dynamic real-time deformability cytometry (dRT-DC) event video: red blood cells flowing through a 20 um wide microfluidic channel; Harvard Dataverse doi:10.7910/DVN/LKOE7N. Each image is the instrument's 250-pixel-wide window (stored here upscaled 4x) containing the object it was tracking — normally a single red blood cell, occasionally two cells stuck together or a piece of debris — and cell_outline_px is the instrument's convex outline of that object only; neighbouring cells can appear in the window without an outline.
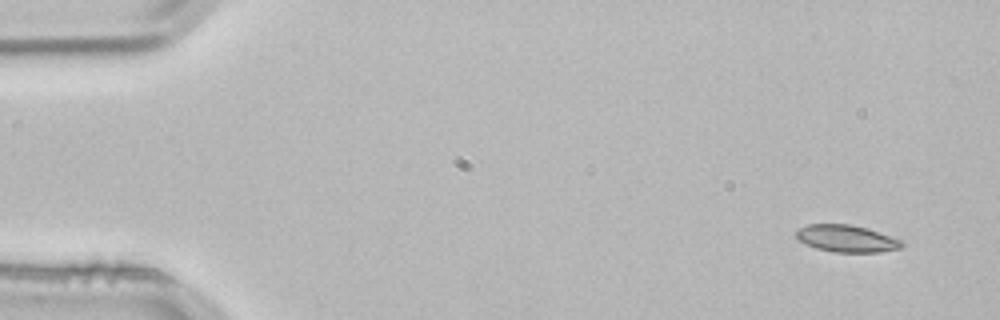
{"species": "common noctule bat (a hibernating species)", "species_latin": "Nyctalus noctula", "temperature_condition": "room temperature", "stored_images_in_passage": 3, "camera_frame_rate_fps": 3000, "um_per_image_px": 0.085, "animal": {"sex": "male", "body_mass_g": 21.5, "forearm_length_mm": 52.0}, "frame": {"image": 1, "passage_image": 1, "time_ms": 0.0, "image_size_px": [1000, 320], "cell_outline_px": [[904, 244], [900, 248], [880, 252], [832, 252], [816, 248], [800, 240], [796, 236], [796, 232], [800, 228], [808, 224], [852, 224], [868, 228], [900, 240]], "centroid_in_image_um": [71.96, 20.27], "position_along_channel_um": 13.0, "area_um2": 16.47}}
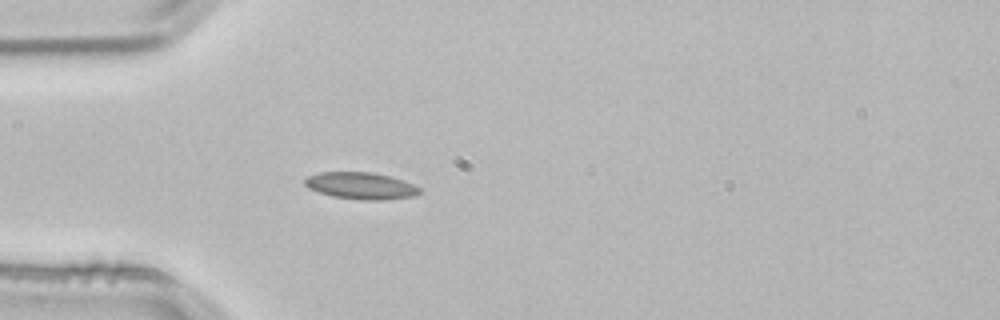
{"frame": {"image": 2, "passage_image": 3, "time_ms": 0.667, "image_size_px": [1000, 320], "cell_outline_px": [[420, 192], [416, 196], [384, 200], [364, 200], [332, 196], [308, 188], [304, 184], [304, 180], [308, 176], [320, 172], [372, 172], [404, 180], [420, 188]], "centroid_in_image_um": [30.68, 15.79], "position_along_channel_um": 54.3, "area_um2": 17.92}}